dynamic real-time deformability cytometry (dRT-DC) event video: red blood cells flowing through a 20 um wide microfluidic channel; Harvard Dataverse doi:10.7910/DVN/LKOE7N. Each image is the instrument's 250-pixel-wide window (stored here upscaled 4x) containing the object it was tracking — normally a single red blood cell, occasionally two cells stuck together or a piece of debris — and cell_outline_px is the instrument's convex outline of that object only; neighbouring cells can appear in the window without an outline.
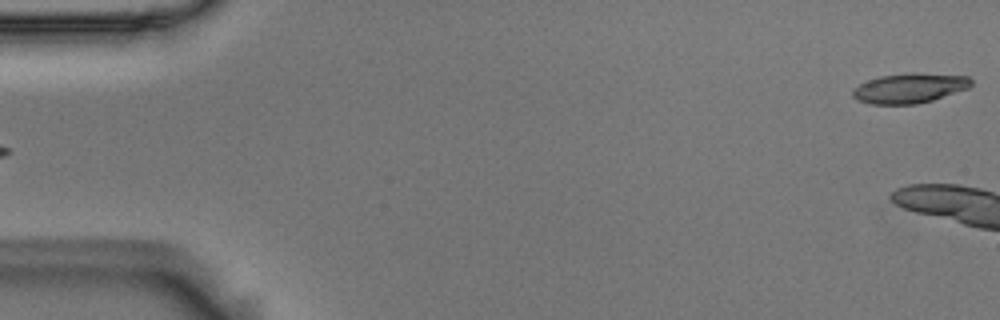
{"species": "Egyptian fruit bat (a non-hibernating species)", "species_latin": "Rousettus aegyptiacus", "temperature_condition": "room temperature", "stored_images_in_passage": 5, "camera_frame_rate_fps": 3000, "um_per_image_px": 0.085, "animal": {"sex": "male"}, "frame": {"image": 1, "passage_image": 5, "time_ms": 1.333, "image_size_px": [1000, 320], "cell_outline_px": [[972, 84], [968, 88], [932, 100], [916, 104], [868, 104], [856, 100], [852, 96], [852, 88], [868, 80], [880, 76], [912, 72], [916, 72], [968, 76], [972, 80]], "centroid_in_image_um": [77.28, 7.49], "position_along_channel_um": 7.7, "area_um2": 20.75}}